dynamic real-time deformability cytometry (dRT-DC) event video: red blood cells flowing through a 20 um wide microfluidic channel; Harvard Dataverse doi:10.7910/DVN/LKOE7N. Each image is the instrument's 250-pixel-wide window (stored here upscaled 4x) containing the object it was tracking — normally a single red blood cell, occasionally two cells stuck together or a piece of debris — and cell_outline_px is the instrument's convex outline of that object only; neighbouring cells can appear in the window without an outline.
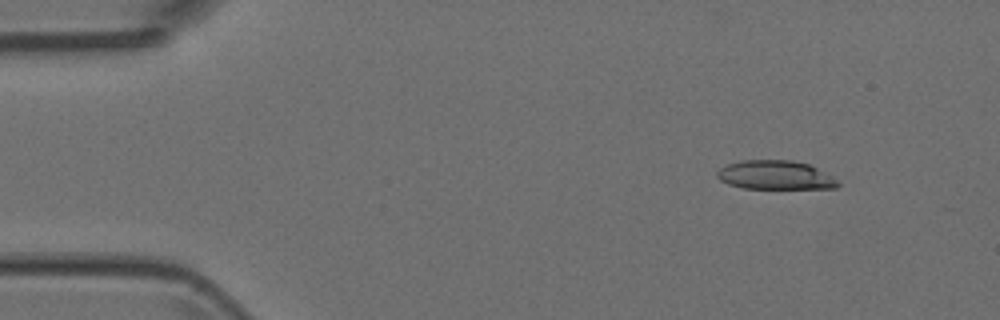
{"species": "Egyptian fruit bat (a non-hibernating species)", "species_latin": "Rousettus aegyptiacus", "temperature_condition": "room temperature", "stored_images_in_passage": 4, "camera_frame_rate_fps": 3000, "um_per_image_px": 0.085, "animal": {"sex": "female"}, "frame": {"image": 1, "passage_image": 1, "time_ms": 0.0, "image_size_px": [1000, 320], "cell_outline_px": [[840, 184], [836, 188], [744, 188], [728, 184], [720, 180], [716, 176], [716, 172], [720, 168], [728, 164], [740, 160], [792, 160], [808, 164], [832, 176]], "centroid_in_image_um": [65.87, 14.88], "position_along_channel_um": 19.1, "area_um2": 20.23}}